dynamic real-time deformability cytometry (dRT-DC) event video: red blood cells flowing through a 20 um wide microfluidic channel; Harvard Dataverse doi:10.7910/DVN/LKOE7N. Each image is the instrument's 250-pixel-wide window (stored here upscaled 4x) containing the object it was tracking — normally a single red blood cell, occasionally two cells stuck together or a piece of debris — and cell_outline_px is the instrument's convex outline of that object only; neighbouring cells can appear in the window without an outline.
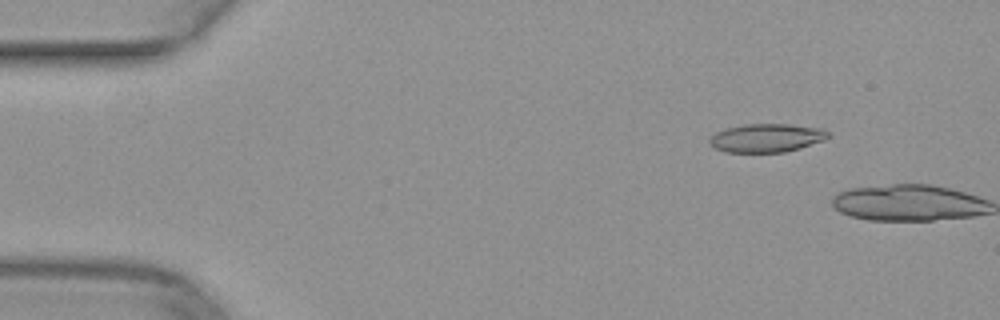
{"species": "common noctule bat (a hibernating species)", "species_latin": "Nyctalus noctula", "temperature_condition": "warm", "stored_images_in_passage": 3, "camera_frame_rate_fps": 3000, "um_per_image_px": 0.085, "animal": {"sex": "female", "body_mass_g": 29.2, "forearm_length_mm": 56.3}, "frame": {"image": 1, "passage_image": 2, "time_ms": 0.333, "image_size_px": [1000, 320], "cell_outline_px": [[832, 136], [824, 140], [800, 148], [784, 152], [724, 152], [716, 148], [708, 140], [716, 132], [724, 128], [744, 124], [788, 124], [824, 128]], "centroid_in_image_um": [65.19, 11.71], "position_along_channel_um": 19.8, "area_um2": 19.77}}